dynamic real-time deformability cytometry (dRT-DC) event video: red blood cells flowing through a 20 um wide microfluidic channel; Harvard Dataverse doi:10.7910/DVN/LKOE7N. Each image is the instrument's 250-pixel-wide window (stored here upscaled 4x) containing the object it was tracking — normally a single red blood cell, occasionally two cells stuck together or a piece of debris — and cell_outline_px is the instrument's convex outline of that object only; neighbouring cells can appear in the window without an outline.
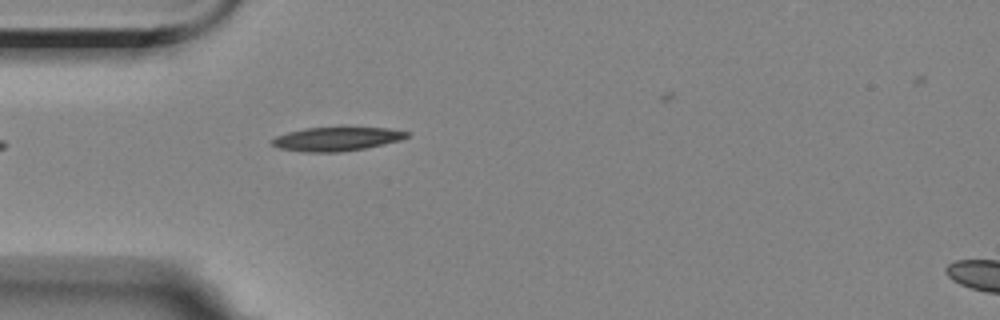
{"species": "Egyptian fruit bat (a non-hibernating species)", "species_latin": "Rousettus aegyptiacus", "temperature_condition": "room temperature", "stored_images_in_passage": 5, "segment_of_instrument_passage": [2, 2], "camera_frame_rate_fps": 3000, "um_per_image_px": 0.085, "animal": {"sex": "female"}, "frame": {"image": 1, "passage_image": 5, "time_ms": 4.667, "image_size_px": [1000, 320], "cell_outline_px": [[408, 136], [400, 140], [384, 144], [364, 148], [336, 152], [304, 152], [280, 148], [272, 144], [272, 140], [276, 136], [288, 132], [304, 128], [388, 128], [408, 132]], "centroid_in_image_um": [28.59, 11.81], "position_along_channel_um": 56.4, "area_um2": 18.32}}